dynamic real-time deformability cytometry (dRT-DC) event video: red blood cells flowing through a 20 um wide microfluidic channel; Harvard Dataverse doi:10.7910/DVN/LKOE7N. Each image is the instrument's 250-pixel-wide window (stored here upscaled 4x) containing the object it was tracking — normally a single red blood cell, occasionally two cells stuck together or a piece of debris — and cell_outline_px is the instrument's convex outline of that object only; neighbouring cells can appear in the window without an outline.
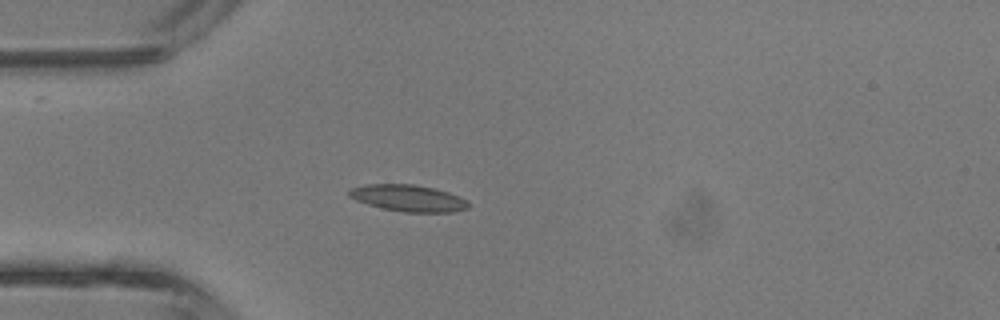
{"species": "common noctule bat (a hibernating species)", "species_latin": "Nyctalus noctula", "temperature_condition": "room temperature", "stored_images_in_passage": 31, "camera_frame_rate_fps": 3000, "um_per_image_px": 0.085, "animal": {"sex": "male", "body_mass_g": 13.3}, "frame": {"image": 1, "passage_image": 1, "time_ms": 0.0, "image_size_px": [1000, 320], "cell_outline_px": [[468, 208], [452, 212], [404, 212], [384, 208], [368, 204], [356, 200], [348, 196], [348, 188], [364, 184], [412, 184], [436, 188], [460, 196], [468, 200]], "centroid_in_image_um": [34.69, 16.82], "position_along_channel_um": 50.3, "area_um2": 18.61}}
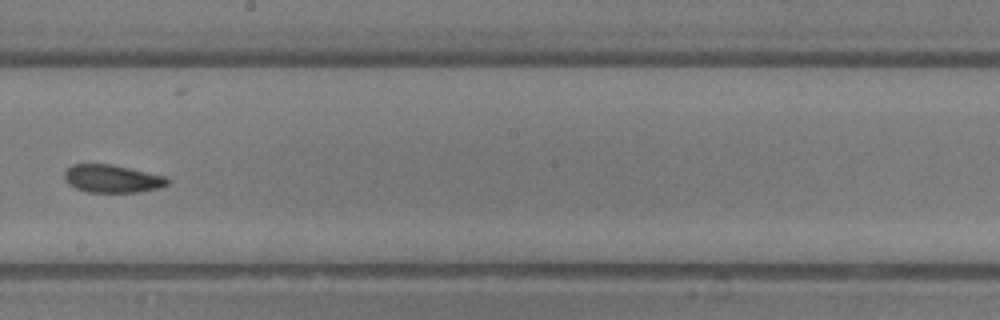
{"frame": {"image": 2, "passage_image": 13, "time_ms": 4.0, "image_size_px": [1000, 320], "cell_outline_px": [[168, 184], [160, 188], [140, 192], [88, 192], [76, 188], [68, 184], [64, 180], [64, 172], [72, 164], [112, 164], [164, 176], [168, 180]], "centroid_in_image_um": [9.51, 15.19], "position_along_channel_um": 238.7, "area_um2": 16.7}}
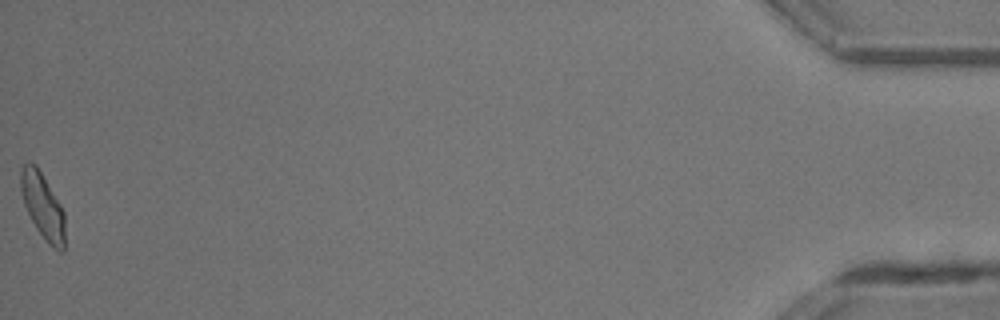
{"frame": {"image": 3, "passage_image": 31, "time_ms": 10.0, "image_size_px": [1000, 320], "cell_outline_px": [[64, 252], [60, 252], [48, 244], [36, 228], [24, 204], [20, 188], [20, 168], [28, 160], [36, 164], [60, 204], [64, 212]], "centroid_in_image_um": [3.61, 17.48], "position_along_channel_um": 431.6, "area_um2": 16.88}, "authors_computed_cell_mechanics": {"area_um2": 16.8776, "velocity_mm_per_s": 4.9866, "shape_relaxation_time_tau1_ms": 8.3719, "shape_relaxation_time_tau2_ms": 3.0484, "deformation_change_tau1": 0.2076, "deformation_change_tau2": 0.1077}}